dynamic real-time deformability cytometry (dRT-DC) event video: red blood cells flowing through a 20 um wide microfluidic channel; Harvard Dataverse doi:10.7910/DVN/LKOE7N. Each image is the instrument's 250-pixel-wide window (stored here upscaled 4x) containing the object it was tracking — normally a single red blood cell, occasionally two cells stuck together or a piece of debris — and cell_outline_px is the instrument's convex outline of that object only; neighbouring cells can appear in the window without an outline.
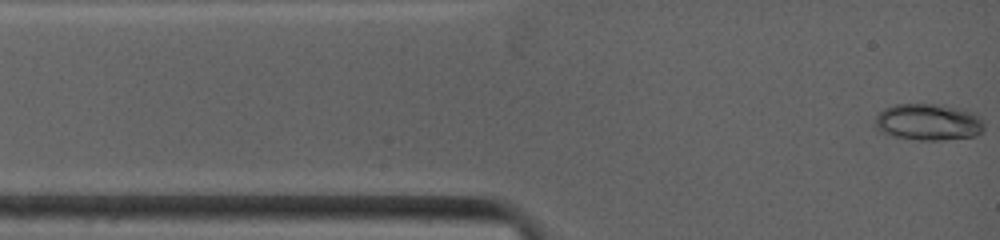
{"species": "common noctule bat (a hibernating species)", "species_latin": "Nyctalus noctula", "temperature_condition": "warm", "stored_images_in_passage": 38, "camera_frame_rate_fps": 4500, "um_per_image_px": 0.085, "animal": {"sex": "female", "body_mass_g": 19.0, "forearm_length_mm": 53.3}, "frame": {"image": 1, "passage_image": 1, "time_ms": 0.0, "image_size_px": [1000, 240], "cell_outline_px": [[984, 128], [976, 136], [944, 140], [920, 140], [892, 136], [876, 128], [876, 116], [884, 108], [896, 104], [944, 104], [964, 108], [976, 112], [984, 124]], "centroid_in_image_um": [78.96, 10.36], "position_along_channel_um": 6.0, "area_um2": 23.58}}
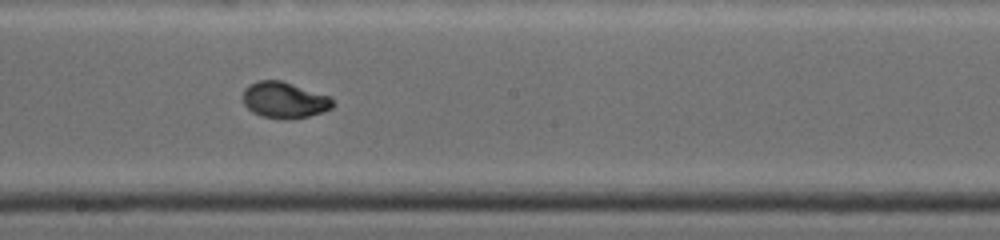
{"frame": {"image": 2, "passage_image": 18, "time_ms": 6.667, "image_size_px": [1000, 240], "cell_outline_px": [[336, 104], [332, 108], [308, 116], [264, 116], [252, 112], [244, 104], [244, 88], [248, 84], [256, 80], [280, 80], [332, 96]], "centroid_in_image_um": [24.2, 8.44], "position_along_channel_um": 224.0, "area_um2": 18.44}}
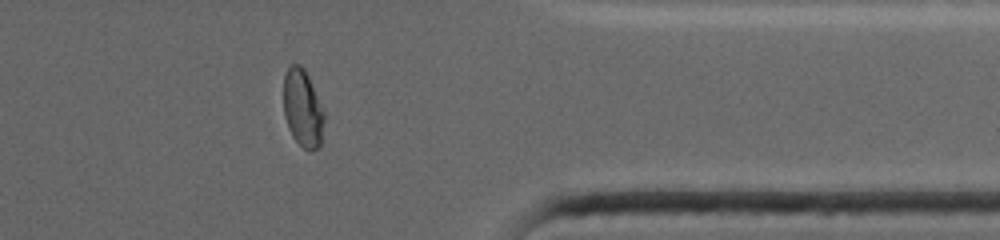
{"frame": {"image": 3, "passage_image": 32, "time_ms": 11.111, "image_size_px": [1000, 240], "cell_outline_px": [[324, 120], [320, 148], [312, 152], [308, 152], [292, 136], [288, 128], [284, 116], [284, 76], [288, 68], [292, 64], [300, 64], [304, 68], [324, 108]], "centroid_in_image_um": [25.75, 9.24], "position_along_channel_um": 385.7, "area_um2": 18.61}, "authors_computed_cell_mechanics": {"area_um2": 18.6694, "velocity_mm_per_s": 3.9605, "shape_relaxation_time_tau1_ms": 6.7188, "shape_relaxation_time_tau2_ms": null, "deformation_change_tau1": 0.2562, "deformation_change_tau2": null}}